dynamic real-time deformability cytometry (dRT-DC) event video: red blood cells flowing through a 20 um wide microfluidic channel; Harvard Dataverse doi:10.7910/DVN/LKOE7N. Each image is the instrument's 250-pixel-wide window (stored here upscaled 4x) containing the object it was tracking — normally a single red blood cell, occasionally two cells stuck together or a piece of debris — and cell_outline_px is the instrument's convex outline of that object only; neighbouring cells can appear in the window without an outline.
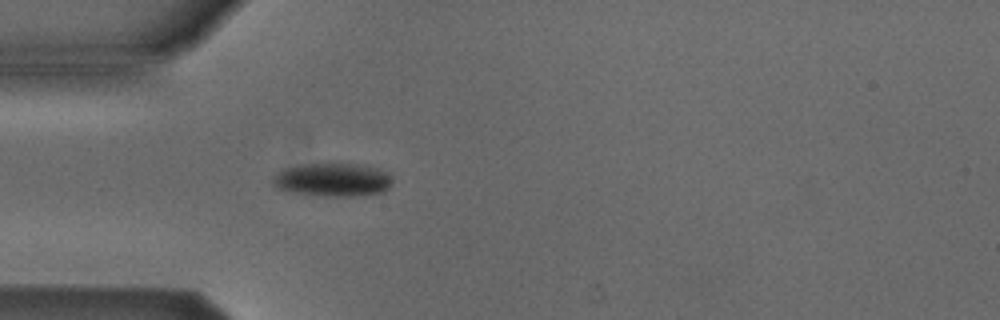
{"species": "Egyptian fruit bat (a non-hibernating species)", "species_latin": "Rousettus aegyptiacus", "temperature_condition": "cold", "stored_images_in_passage": 2, "camera_frame_rate_fps": 3000, "um_per_image_px": 0.085, "animal": {"sex": "male"}, "frame": {"image": 1, "passage_image": 2, "time_ms": 2.0, "image_size_px": [1000, 320], "cell_outline_px": [[392, 180], [388, 188], [384, 192], [356, 196], [324, 196], [292, 192], [276, 188], [272, 184], [272, 176], [284, 168], [300, 164], [360, 164], [376, 168], [388, 172]], "centroid_in_image_um": [28.26, 15.28], "position_along_channel_um": 56.7, "area_um2": 23.35}}